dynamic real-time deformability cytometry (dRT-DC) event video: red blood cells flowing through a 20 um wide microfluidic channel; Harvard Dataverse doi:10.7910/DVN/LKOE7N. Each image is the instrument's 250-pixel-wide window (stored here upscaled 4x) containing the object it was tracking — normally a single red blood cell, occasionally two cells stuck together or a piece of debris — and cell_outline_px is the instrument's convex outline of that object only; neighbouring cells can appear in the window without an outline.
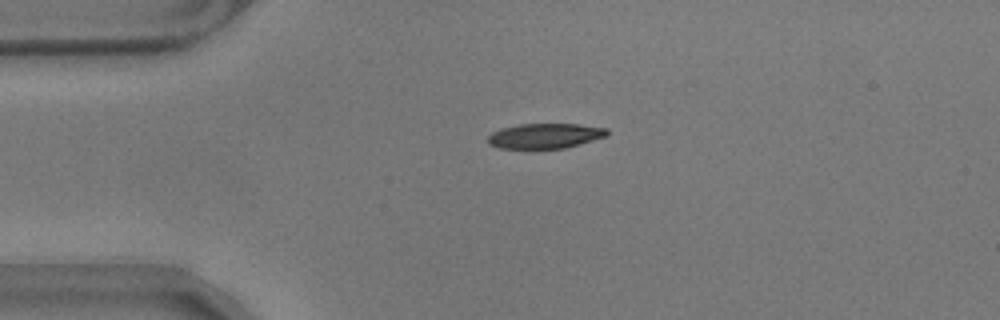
{"species": "common noctule bat (a hibernating species)", "species_latin": "Nyctalus noctula", "temperature_condition": "warm", "stored_images_in_passage": 45, "camera_frame_rate_fps": 3000, "um_per_image_px": 0.085, "animal": {"sex": "male", "body_mass_g": 17.9}, "frame": {"image": 1, "passage_image": 1, "time_ms": 0.0, "image_size_px": [1000, 320], "cell_outline_px": [[608, 136], [564, 148], [500, 148], [488, 144], [488, 136], [492, 132], [500, 128], [520, 124], [580, 124], [608, 128]], "centroid_in_image_um": [46.33, 11.54], "position_along_channel_um": 38.7, "area_um2": 17.4}}
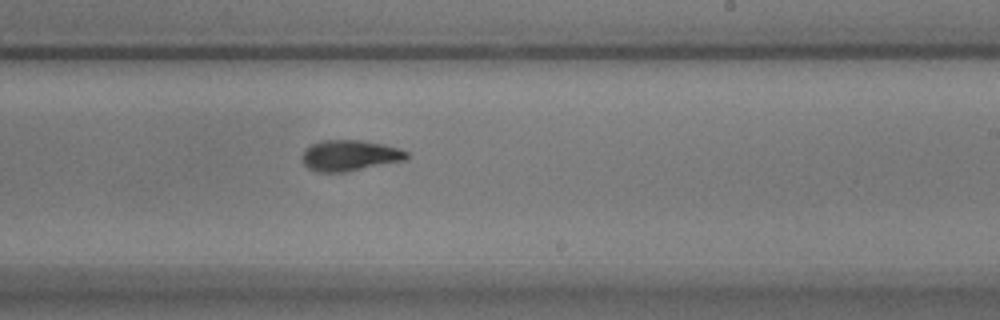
{"frame": {"image": 2, "passage_image": 22, "time_ms": 7.0, "image_size_px": [1000, 320], "cell_outline_px": [[408, 160], [348, 172], [316, 172], [308, 168], [300, 160], [300, 156], [304, 148], [320, 140], [364, 140], [384, 144], [400, 148], [408, 152]], "centroid_in_image_um": [29.72, 13.22], "position_along_channel_um": 259.3, "area_um2": 19.42}}
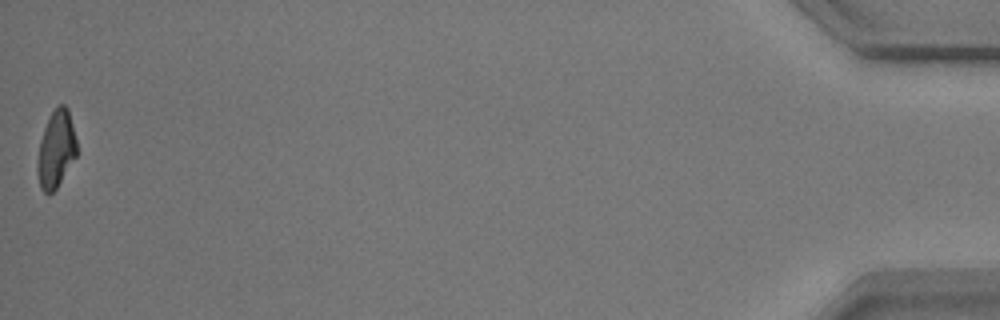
{"frame": {"image": 3, "passage_image": 45, "time_ms": 14.667, "image_size_px": [1000, 320], "cell_outline_px": [[76, 156], [56, 188], [48, 196], [40, 188], [36, 172], [36, 168], [40, 140], [44, 128], [52, 112], [60, 104], [64, 104], [68, 108], [76, 140]], "centroid_in_image_um": [4.74, 12.72], "position_along_channel_um": 430.5, "area_um2": 17.51}, "authors_computed_cell_mechanics": {"area_um2": 18.8428, "velocity_mm_per_s": 3.525, "shape_relaxation_time_tau1_ms": 5.8966, "shape_relaxation_time_tau2_ms": 2.9008, "deformation_change_tau1": 0.1977, "deformation_change_tau2": 0.0928}}